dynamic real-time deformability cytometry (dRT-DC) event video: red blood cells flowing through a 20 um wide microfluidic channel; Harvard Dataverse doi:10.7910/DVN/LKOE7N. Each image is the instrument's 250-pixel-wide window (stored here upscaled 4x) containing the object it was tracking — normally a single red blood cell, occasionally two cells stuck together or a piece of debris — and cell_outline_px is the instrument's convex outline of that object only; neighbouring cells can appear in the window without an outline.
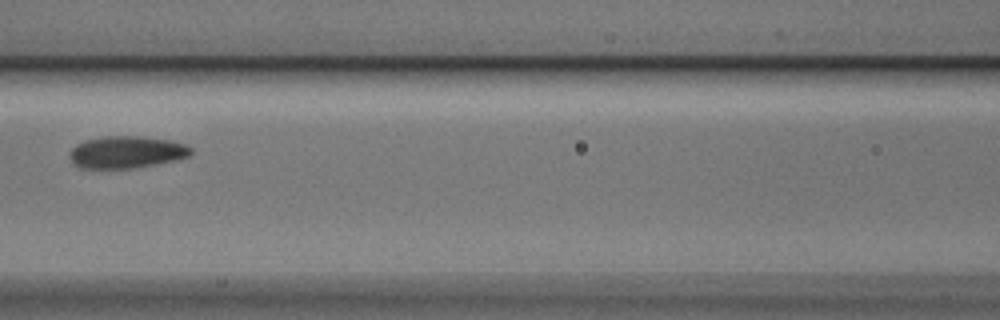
{"species": "Egyptian fruit bat (a non-hibernating species)", "species_latin": "Rousettus aegyptiacus", "temperature_condition": "cold", "stored_images_in_passage": 5, "camera_frame_rate_fps": 3000, "um_per_image_px": 0.085, "animal": {"sex": "male"}, "frame": {"image": 1, "passage_image": 5, "time_ms": 1.333, "image_size_px": [1000, 320], "cell_outline_px": [[192, 152], [188, 156], [176, 160], [132, 168], [80, 168], [72, 160], [72, 148], [76, 144], [84, 140], [104, 136], [140, 136], [172, 140], [184, 144], [192, 148]], "centroid_in_image_um": [10.79, 12.91], "position_along_channel_um": 155.8, "area_um2": 22.48}}